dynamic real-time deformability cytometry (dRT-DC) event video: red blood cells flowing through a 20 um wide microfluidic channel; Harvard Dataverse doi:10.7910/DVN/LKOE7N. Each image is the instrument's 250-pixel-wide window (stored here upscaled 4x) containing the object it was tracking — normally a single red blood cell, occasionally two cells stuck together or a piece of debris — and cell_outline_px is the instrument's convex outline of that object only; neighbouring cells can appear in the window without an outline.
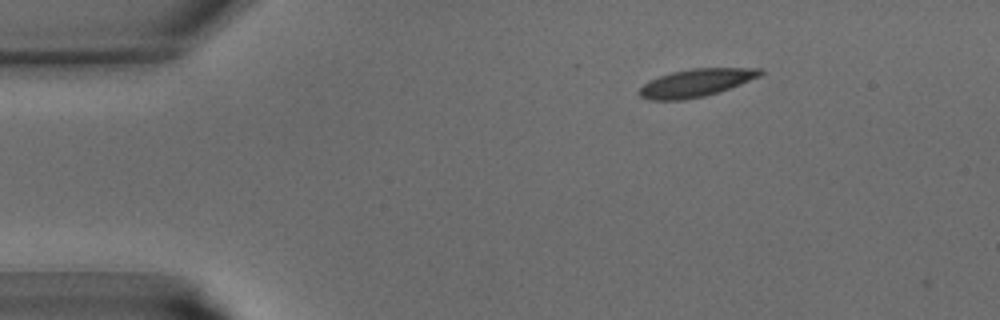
{"species": "common noctule bat (a hibernating species)", "species_latin": "Nyctalus noctula", "temperature_condition": "warm", "stored_images_in_passage": 3, "camera_frame_rate_fps": 3000, "um_per_image_px": 0.085, "animal": {"sex": "male", "body_mass_g": 15.6}, "frame": {"image": 1, "passage_image": 2, "time_ms": 0.333, "image_size_px": [1000, 320], "cell_outline_px": [[764, 72], [760, 76], [720, 92], [704, 96], [684, 100], [648, 100], [640, 96], [636, 92], [648, 80], [672, 72], [692, 68], [764, 68]], "centroid_in_image_um": [59.15, 7.04], "position_along_channel_um": 25.9, "area_um2": 19.71}}